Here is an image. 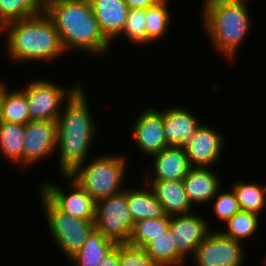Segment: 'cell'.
<instances>
[{"label": "cell", "instance_id": "obj_1", "mask_svg": "<svg viewBox=\"0 0 266 266\" xmlns=\"http://www.w3.org/2000/svg\"><path fill=\"white\" fill-rule=\"evenodd\" d=\"M86 94L84 86H80L64 103L57 119L56 154L61 176L70 175L88 160L87 153L98 132Z\"/></svg>", "mask_w": 266, "mask_h": 266}, {"label": "cell", "instance_id": "obj_2", "mask_svg": "<svg viewBox=\"0 0 266 266\" xmlns=\"http://www.w3.org/2000/svg\"><path fill=\"white\" fill-rule=\"evenodd\" d=\"M44 11L54 22L66 52L109 53L112 43L102 34L89 0H45Z\"/></svg>", "mask_w": 266, "mask_h": 266}, {"label": "cell", "instance_id": "obj_3", "mask_svg": "<svg viewBox=\"0 0 266 266\" xmlns=\"http://www.w3.org/2000/svg\"><path fill=\"white\" fill-rule=\"evenodd\" d=\"M1 33L6 38L7 55L16 62H47L66 52L54 22L45 11L27 19L11 21L1 27Z\"/></svg>", "mask_w": 266, "mask_h": 266}, {"label": "cell", "instance_id": "obj_4", "mask_svg": "<svg viewBox=\"0 0 266 266\" xmlns=\"http://www.w3.org/2000/svg\"><path fill=\"white\" fill-rule=\"evenodd\" d=\"M248 0H205L203 27L215 50L233 60L237 48L251 31Z\"/></svg>", "mask_w": 266, "mask_h": 266}, {"label": "cell", "instance_id": "obj_5", "mask_svg": "<svg viewBox=\"0 0 266 266\" xmlns=\"http://www.w3.org/2000/svg\"><path fill=\"white\" fill-rule=\"evenodd\" d=\"M125 157L123 154L97 156L80 165L69 176L98 201L125 190L122 184L128 167Z\"/></svg>", "mask_w": 266, "mask_h": 266}, {"label": "cell", "instance_id": "obj_6", "mask_svg": "<svg viewBox=\"0 0 266 266\" xmlns=\"http://www.w3.org/2000/svg\"><path fill=\"white\" fill-rule=\"evenodd\" d=\"M38 190L52 241L69 260L82 248L95 229V220L72 217L62 211L40 188Z\"/></svg>", "mask_w": 266, "mask_h": 266}, {"label": "cell", "instance_id": "obj_7", "mask_svg": "<svg viewBox=\"0 0 266 266\" xmlns=\"http://www.w3.org/2000/svg\"><path fill=\"white\" fill-rule=\"evenodd\" d=\"M81 84L76 81L65 88L45 79L29 81L22 90L26 94L30 121H57L63 104Z\"/></svg>", "mask_w": 266, "mask_h": 266}, {"label": "cell", "instance_id": "obj_8", "mask_svg": "<svg viewBox=\"0 0 266 266\" xmlns=\"http://www.w3.org/2000/svg\"><path fill=\"white\" fill-rule=\"evenodd\" d=\"M94 222L95 228L116 244L129 241L134 221L127 205V188L96 201Z\"/></svg>", "mask_w": 266, "mask_h": 266}, {"label": "cell", "instance_id": "obj_9", "mask_svg": "<svg viewBox=\"0 0 266 266\" xmlns=\"http://www.w3.org/2000/svg\"><path fill=\"white\" fill-rule=\"evenodd\" d=\"M243 242L225 236L219 229L211 230L197 247L194 256L196 266H243L245 251Z\"/></svg>", "mask_w": 266, "mask_h": 266}, {"label": "cell", "instance_id": "obj_10", "mask_svg": "<svg viewBox=\"0 0 266 266\" xmlns=\"http://www.w3.org/2000/svg\"><path fill=\"white\" fill-rule=\"evenodd\" d=\"M72 188L69 193L64 192L57 183L51 180L41 182L39 187L62 211L74 218L95 220L96 201L69 175H63Z\"/></svg>", "mask_w": 266, "mask_h": 266}, {"label": "cell", "instance_id": "obj_11", "mask_svg": "<svg viewBox=\"0 0 266 266\" xmlns=\"http://www.w3.org/2000/svg\"><path fill=\"white\" fill-rule=\"evenodd\" d=\"M56 148L57 121H29L25 124L23 167L31 168L38 161L56 155Z\"/></svg>", "mask_w": 266, "mask_h": 266}, {"label": "cell", "instance_id": "obj_12", "mask_svg": "<svg viewBox=\"0 0 266 266\" xmlns=\"http://www.w3.org/2000/svg\"><path fill=\"white\" fill-rule=\"evenodd\" d=\"M130 136L141 154L149 159L168 147L164 133L163 110L153 106L146 108L134 120Z\"/></svg>", "mask_w": 266, "mask_h": 266}, {"label": "cell", "instance_id": "obj_13", "mask_svg": "<svg viewBox=\"0 0 266 266\" xmlns=\"http://www.w3.org/2000/svg\"><path fill=\"white\" fill-rule=\"evenodd\" d=\"M206 218L191 212L170 216V230L175 238L178 254L186 261L194 256L197 247L212 230Z\"/></svg>", "mask_w": 266, "mask_h": 266}, {"label": "cell", "instance_id": "obj_14", "mask_svg": "<svg viewBox=\"0 0 266 266\" xmlns=\"http://www.w3.org/2000/svg\"><path fill=\"white\" fill-rule=\"evenodd\" d=\"M216 130L201 124L184 145L191 167H212L221 158L224 138Z\"/></svg>", "mask_w": 266, "mask_h": 266}, {"label": "cell", "instance_id": "obj_15", "mask_svg": "<svg viewBox=\"0 0 266 266\" xmlns=\"http://www.w3.org/2000/svg\"><path fill=\"white\" fill-rule=\"evenodd\" d=\"M201 121L184 106L163 110V125L168 146H184L193 136Z\"/></svg>", "mask_w": 266, "mask_h": 266}, {"label": "cell", "instance_id": "obj_16", "mask_svg": "<svg viewBox=\"0 0 266 266\" xmlns=\"http://www.w3.org/2000/svg\"><path fill=\"white\" fill-rule=\"evenodd\" d=\"M152 173L146 180H183L191 165L184 146H168L151 156ZM153 177V178H152Z\"/></svg>", "mask_w": 266, "mask_h": 266}, {"label": "cell", "instance_id": "obj_17", "mask_svg": "<svg viewBox=\"0 0 266 266\" xmlns=\"http://www.w3.org/2000/svg\"><path fill=\"white\" fill-rule=\"evenodd\" d=\"M220 179L211 167H191L182 181L192 205L210 204L222 188Z\"/></svg>", "mask_w": 266, "mask_h": 266}, {"label": "cell", "instance_id": "obj_18", "mask_svg": "<svg viewBox=\"0 0 266 266\" xmlns=\"http://www.w3.org/2000/svg\"><path fill=\"white\" fill-rule=\"evenodd\" d=\"M102 34L112 43L122 33L129 8L123 0H89Z\"/></svg>", "mask_w": 266, "mask_h": 266}, {"label": "cell", "instance_id": "obj_19", "mask_svg": "<svg viewBox=\"0 0 266 266\" xmlns=\"http://www.w3.org/2000/svg\"><path fill=\"white\" fill-rule=\"evenodd\" d=\"M145 183L163 205L166 215L191 213L194 206L188 199L182 180H146Z\"/></svg>", "mask_w": 266, "mask_h": 266}, {"label": "cell", "instance_id": "obj_20", "mask_svg": "<svg viewBox=\"0 0 266 266\" xmlns=\"http://www.w3.org/2000/svg\"><path fill=\"white\" fill-rule=\"evenodd\" d=\"M146 185L127 189V205L134 223L142 219L161 218L166 215L163 205ZM145 187V188H144Z\"/></svg>", "mask_w": 266, "mask_h": 266}, {"label": "cell", "instance_id": "obj_21", "mask_svg": "<svg viewBox=\"0 0 266 266\" xmlns=\"http://www.w3.org/2000/svg\"><path fill=\"white\" fill-rule=\"evenodd\" d=\"M5 84L0 81V121L25 125L30 121L26 94L21 88L9 91Z\"/></svg>", "mask_w": 266, "mask_h": 266}, {"label": "cell", "instance_id": "obj_22", "mask_svg": "<svg viewBox=\"0 0 266 266\" xmlns=\"http://www.w3.org/2000/svg\"><path fill=\"white\" fill-rule=\"evenodd\" d=\"M116 243L104 237L96 228L90 233L82 248L68 261L72 266H96L116 247Z\"/></svg>", "mask_w": 266, "mask_h": 266}, {"label": "cell", "instance_id": "obj_23", "mask_svg": "<svg viewBox=\"0 0 266 266\" xmlns=\"http://www.w3.org/2000/svg\"><path fill=\"white\" fill-rule=\"evenodd\" d=\"M144 250L160 266H181L185 263L177 252L176 241L170 228L149 241Z\"/></svg>", "mask_w": 266, "mask_h": 266}, {"label": "cell", "instance_id": "obj_24", "mask_svg": "<svg viewBox=\"0 0 266 266\" xmlns=\"http://www.w3.org/2000/svg\"><path fill=\"white\" fill-rule=\"evenodd\" d=\"M25 125L0 121V152L5 159L23 167Z\"/></svg>", "mask_w": 266, "mask_h": 266}, {"label": "cell", "instance_id": "obj_25", "mask_svg": "<svg viewBox=\"0 0 266 266\" xmlns=\"http://www.w3.org/2000/svg\"><path fill=\"white\" fill-rule=\"evenodd\" d=\"M266 184V183H265ZM264 186L245 182L232 185V191L239 203L240 209L254 214H261L266 207V185Z\"/></svg>", "mask_w": 266, "mask_h": 266}, {"label": "cell", "instance_id": "obj_26", "mask_svg": "<svg viewBox=\"0 0 266 266\" xmlns=\"http://www.w3.org/2000/svg\"><path fill=\"white\" fill-rule=\"evenodd\" d=\"M45 10V0H0V27L36 16Z\"/></svg>", "mask_w": 266, "mask_h": 266}, {"label": "cell", "instance_id": "obj_27", "mask_svg": "<svg viewBox=\"0 0 266 266\" xmlns=\"http://www.w3.org/2000/svg\"><path fill=\"white\" fill-rule=\"evenodd\" d=\"M168 0H161L157 5L145 9L146 44L157 42L166 35L171 23Z\"/></svg>", "mask_w": 266, "mask_h": 266}, {"label": "cell", "instance_id": "obj_28", "mask_svg": "<svg viewBox=\"0 0 266 266\" xmlns=\"http://www.w3.org/2000/svg\"><path fill=\"white\" fill-rule=\"evenodd\" d=\"M259 215L240 210L226 223V226L221 230L225 236L230 237L236 241L243 242L246 238L252 237L257 231L259 224Z\"/></svg>", "mask_w": 266, "mask_h": 266}, {"label": "cell", "instance_id": "obj_29", "mask_svg": "<svg viewBox=\"0 0 266 266\" xmlns=\"http://www.w3.org/2000/svg\"><path fill=\"white\" fill-rule=\"evenodd\" d=\"M170 227V216L142 219L134 223L128 243L144 247L154 237L167 231Z\"/></svg>", "mask_w": 266, "mask_h": 266}, {"label": "cell", "instance_id": "obj_30", "mask_svg": "<svg viewBox=\"0 0 266 266\" xmlns=\"http://www.w3.org/2000/svg\"><path fill=\"white\" fill-rule=\"evenodd\" d=\"M120 35H124L130 42L134 44L145 45V10L129 9L124 29Z\"/></svg>", "mask_w": 266, "mask_h": 266}, {"label": "cell", "instance_id": "obj_31", "mask_svg": "<svg viewBox=\"0 0 266 266\" xmlns=\"http://www.w3.org/2000/svg\"><path fill=\"white\" fill-rule=\"evenodd\" d=\"M119 266H160L144 250L128 242L119 243Z\"/></svg>", "mask_w": 266, "mask_h": 266}, {"label": "cell", "instance_id": "obj_32", "mask_svg": "<svg viewBox=\"0 0 266 266\" xmlns=\"http://www.w3.org/2000/svg\"><path fill=\"white\" fill-rule=\"evenodd\" d=\"M221 190L222 189L218 191L217 195L211 200V202L214 201L213 210L216 214L215 216L220 219V221L222 220L226 222L241 209L231 189L226 192L225 190Z\"/></svg>", "mask_w": 266, "mask_h": 266}, {"label": "cell", "instance_id": "obj_33", "mask_svg": "<svg viewBox=\"0 0 266 266\" xmlns=\"http://www.w3.org/2000/svg\"><path fill=\"white\" fill-rule=\"evenodd\" d=\"M129 9H147L157 5L161 0H123Z\"/></svg>", "mask_w": 266, "mask_h": 266}, {"label": "cell", "instance_id": "obj_34", "mask_svg": "<svg viewBox=\"0 0 266 266\" xmlns=\"http://www.w3.org/2000/svg\"><path fill=\"white\" fill-rule=\"evenodd\" d=\"M96 266H119V244L110 251Z\"/></svg>", "mask_w": 266, "mask_h": 266}]
</instances>
